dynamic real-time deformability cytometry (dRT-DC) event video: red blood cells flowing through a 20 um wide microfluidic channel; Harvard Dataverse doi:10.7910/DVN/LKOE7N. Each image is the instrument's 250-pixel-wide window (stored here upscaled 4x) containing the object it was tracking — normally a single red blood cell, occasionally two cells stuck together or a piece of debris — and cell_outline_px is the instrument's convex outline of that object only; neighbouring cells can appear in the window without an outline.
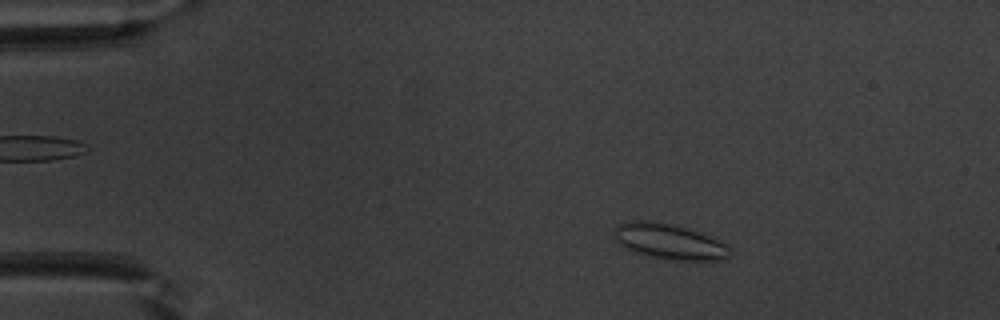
{"species": "common noctule bat (a hibernating species)", "species_latin": "Nyctalus noctula", "temperature_condition": "warm", "stored_images_in_passage": 44, "camera_frame_rate_fps": 3000, "um_per_image_px": 0.085, "animal": {"sex": "male", "body_mass_g": 20.1, "forearm_length_mm": 53.5}, "frame": {"image": 1, "passage_image": 9, "time_ms": 2.667, "image_size_px": [1000, 320], "cell_outline_px": [[732, 256], [724, 260], [680, 260], [652, 256], [636, 252], [624, 248], [616, 240], [616, 228], [620, 224], [632, 220], [652, 220], [672, 224], [688, 228], [712, 236], [720, 240], [732, 252]], "centroid_in_image_um": [56.95, 20.52], "position_along_channel_um": 28.0, "area_um2": 23.81}}
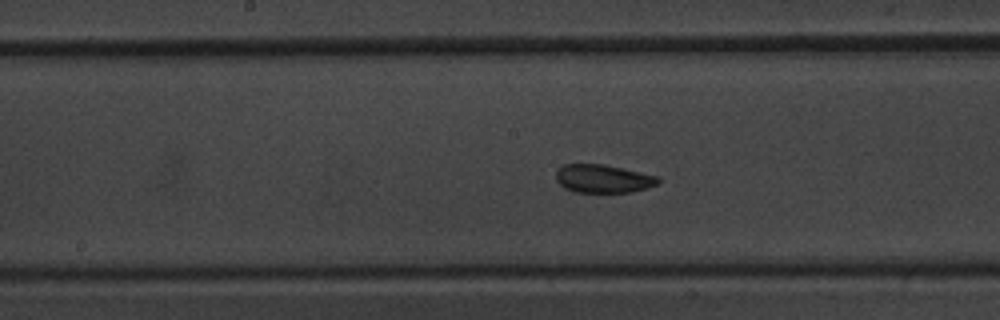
{"frame": {"image": 2, "passage_image": 27, "time_ms": 8.667, "image_size_px": [1000, 320], "cell_outline_px": [[660, 180], [656, 184], [648, 188], [632, 192], [576, 192], [564, 188], [556, 180], [556, 172], [564, 164], [604, 164], [660, 176]], "centroid_in_image_um": [51.29, 15.19], "position_along_channel_um": 196.9, "area_um2": 16.88}}
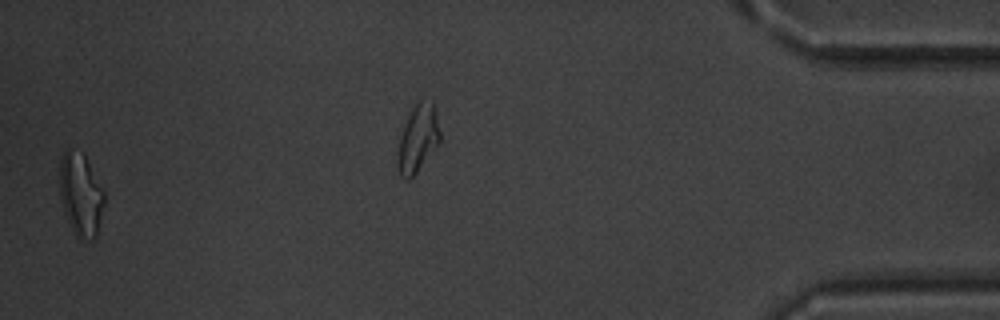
{"frame": {"image": 3, "passage_image": 43, "time_ms": 14.0, "image_size_px": [1000, 320], "cell_outline_px": [[104, 204], [96, 236], [92, 240], [84, 244], [76, 236], [68, 220], [60, 196], [60, 160], [64, 152], [68, 148], [84, 156], [104, 188]], "centroid_in_image_um": [6.88, 16.6], "position_along_channel_um": 428.3, "area_um2": 21.39}, "authors_computed_cell_mechanics": {"area_um2": 17.5134, "velocity_mm_per_s": 3.927, "shape_relaxation_time_tau1_ms": 2.3396, "shape_relaxation_time_tau2_ms": 1.9347, "deformation_change_tau1": 0.0845, "deformation_change_tau2": 0.0742}}